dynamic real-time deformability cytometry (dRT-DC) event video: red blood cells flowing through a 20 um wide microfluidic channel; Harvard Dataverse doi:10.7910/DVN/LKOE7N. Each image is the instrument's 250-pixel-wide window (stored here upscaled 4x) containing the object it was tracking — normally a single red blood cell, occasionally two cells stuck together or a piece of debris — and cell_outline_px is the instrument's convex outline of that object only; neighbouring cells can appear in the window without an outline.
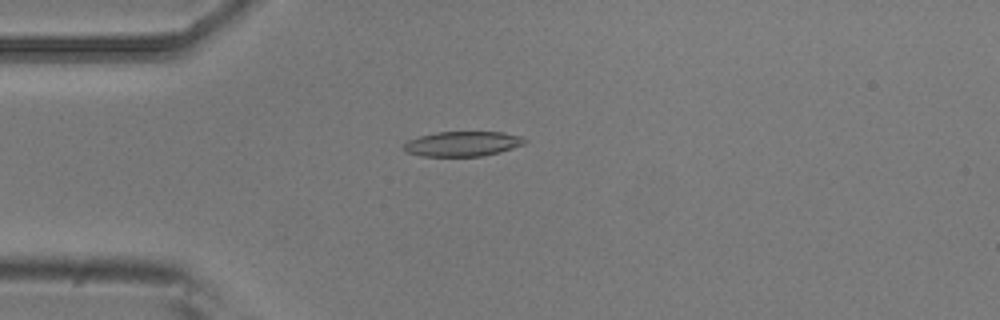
{"species": "common noctule bat (a hibernating species)", "species_latin": "Nyctalus noctula", "temperature_condition": "room temperature", "stored_images_in_passage": 4, "camera_frame_rate_fps": 3000, "um_per_image_px": 0.085, "animal": {"sex": "male", "body_mass_g": 20.5, "forearm_length_mm": 52.5}, "frame": {"image": 1, "passage_image": 4, "time_ms": 1.0, "image_size_px": [1000, 320], "cell_outline_px": [[528, 140], [524, 144], [500, 152], [480, 156], [420, 156], [404, 152], [400, 148], [408, 140], [420, 136], [436, 132], [504, 132], [520, 136]], "centroid_in_image_um": [39.27, 12.23], "position_along_channel_um": 45.7, "area_um2": 17.69}}